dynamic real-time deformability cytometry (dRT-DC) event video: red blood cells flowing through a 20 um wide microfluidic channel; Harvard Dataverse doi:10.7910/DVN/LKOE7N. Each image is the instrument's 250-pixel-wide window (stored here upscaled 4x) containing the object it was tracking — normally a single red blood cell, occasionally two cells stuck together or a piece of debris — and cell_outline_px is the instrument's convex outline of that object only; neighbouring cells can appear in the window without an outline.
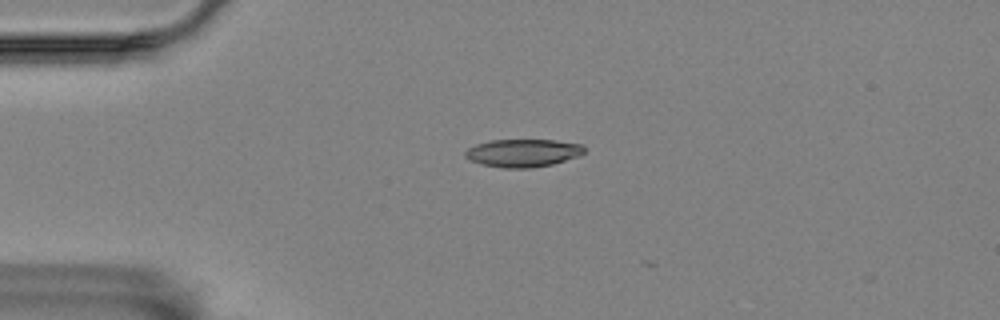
{"species": "Egyptian fruit bat (a non-hibernating species)", "species_latin": "Rousettus aegyptiacus", "temperature_condition": "room temperature", "stored_images_in_passage": 6, "camera_frame_rate_fps": 3000, "um_per_image_px": 0.085, "animal": {"sex": "female"}, "frame": {"image": 1, "passage_image": 4, "time_ms": 1.0, "image_size_px": [1000, 320], "cell_outline_px": [[584, 152], [580, 156], [552, 164], [532, 168], [504, 168], [480, 164], [464, 156], [464, 152], [468, 148], [476, 144], [488, 140], [556, 140], [580, 144], [584, 148]], "centroid_in_image_um": [44.44, 13.0], "position_along_channel_um": 40.6, "area_um2": 19.36}}